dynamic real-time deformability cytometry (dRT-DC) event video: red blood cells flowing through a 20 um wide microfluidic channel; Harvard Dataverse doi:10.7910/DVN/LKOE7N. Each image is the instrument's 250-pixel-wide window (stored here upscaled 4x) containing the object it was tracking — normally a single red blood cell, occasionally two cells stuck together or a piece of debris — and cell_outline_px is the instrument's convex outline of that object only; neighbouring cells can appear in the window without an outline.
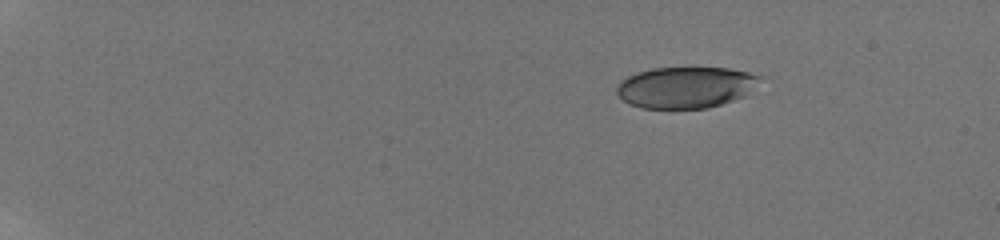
{"species": "human", "species_latin": "Homo sapiens", "temperature_condition": "room temperature", "stored_images_in_passage": 16, "camera_frame_rate_fps": 3000, "um_per_image_px": 0.085, "donor": {"sex": "male"}, "frame": {"image": 1, "passage_image": 1, "time_ms": 0.0, "image_size_px": [1000, 240], "cell_outline_px": [[768, 76], [744, 96], [708, 108], [640, 108], [628, 104], [616, 92], [616, 84], [620, 80], [636, 72], [652, 68], [728, 68]], "centroid_in_image_um": [58.3, 7.41], "position_along_channel_um": 26.7, "area_um2": 34.8}}
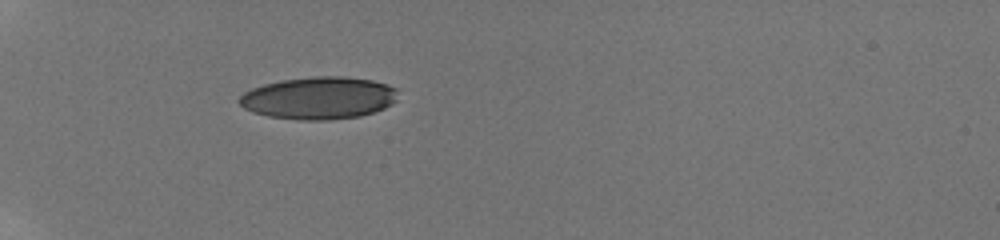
{"frame": {"image": 2, "passage_image": 9, "time_ms": 3.667, "image_size_px": [1000, 240], "cell_outline_px": [[396, 100], [392, 104], [384, 108], [360, 116], [328, 120], [296, 120], [268, 116], [252, 112], [244, 108], [236, 100], [244, 92], [252, 88], [264, 84], [280, 80], [316, 76], [344, 76], [372, 80], [388, 84], [396, 88]], "centroid_in_image_um": [27.08, 8.33], "position_along_channel_um": 57.9, "area_um2": 39.36}}
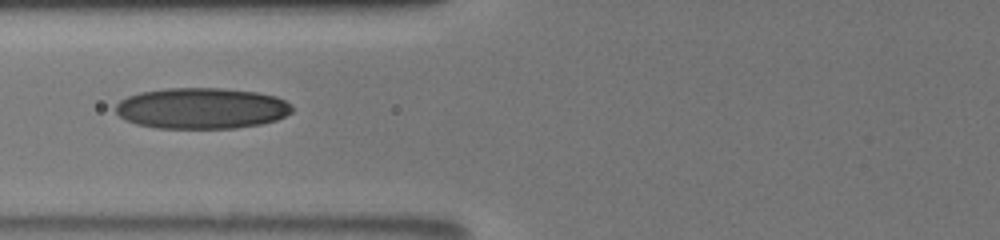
{"frame": {"image": 3, "passage_image": 14, "time_ms": 5.667, "image_size_px": [1000, 240], "cell_outline_px": [[292, 112], [276, 120], [260, 124], [236, 128], [156, 128], [136, 124], [124, 120], [116, 112], [116, 104], [120, 100], [128, 96], [140, 92], [164, 88], [220, 88], [256, 92], [276, 96], [292, 104]], "centroid_in_image_um": [17.12, 9.2], "position_along_channel_um": 108.7, "area_um2": 42.31}}